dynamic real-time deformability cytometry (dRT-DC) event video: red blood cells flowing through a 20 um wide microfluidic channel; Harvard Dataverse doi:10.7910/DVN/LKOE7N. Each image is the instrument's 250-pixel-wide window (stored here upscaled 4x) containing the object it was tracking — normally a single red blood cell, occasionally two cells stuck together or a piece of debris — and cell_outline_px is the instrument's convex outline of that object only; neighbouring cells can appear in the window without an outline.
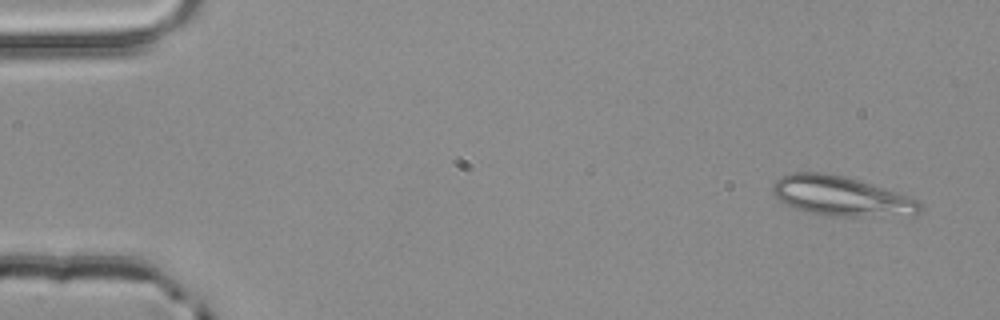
{"species": "common noctule bat (a hibernating species)", "species_latin": "Nyctalus noctula", "temperature_condition": "room temperature", "stored_images_in_passage": 3, "camera_frame_rate_fps": 3000, "um_per_image_px": 0.085, "animal": {"sex": "male", "body_mass_g": 20.4}, "frame": {"image": 1, "passage_image": 1, "time_ms": 0.0, "image_size_px": [1000, 320], "cell_outline_px": [[924, 208], [916, 216], [840, 216], [812, 212], [792, 208], [780, 200], [772, 192], [772, 184], [780, 176], [796, 172], [828, 172], [844, 176], [884, 188], [920, 200], [924, 204]], "centroid_in_image_um": [71.57, 16.67], "position_along_channel_um": 13.4, "area_um2": 34.22}}